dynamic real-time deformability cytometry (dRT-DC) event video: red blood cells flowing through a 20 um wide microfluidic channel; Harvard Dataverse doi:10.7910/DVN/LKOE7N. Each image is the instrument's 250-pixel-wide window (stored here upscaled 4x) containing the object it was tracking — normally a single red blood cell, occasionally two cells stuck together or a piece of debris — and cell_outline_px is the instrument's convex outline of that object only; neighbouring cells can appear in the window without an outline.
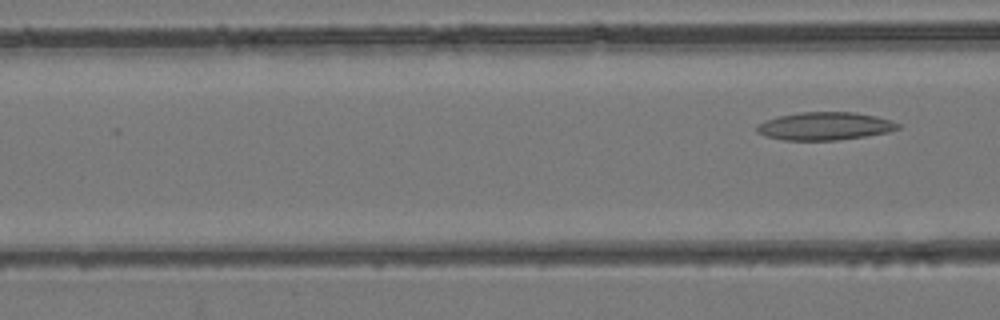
{"species": "common noctule bat (a hibernating species)", "species_latin": "Nyctalus noctula", "temperature_condition": "room temperature", "stored_images_in_passage": 5, "camera_frame_rate_fps": 3000, "um_per_image_px": 0.085, "animal": {"sex": "female", "body_mass_g": 24.6, "forearm_length_mm": 56.2}, "frame": {"image": 1, "passage_image": 5, "time_ms": 4.667, "image_size_px": [1000, 320], "cell_outline_px": [[900, 128], [888, 132], [864, 136], [836, 140], [784, 140], [764, 136], [756, 132], [756, 124], [764, 120], [780, 116], [800, 112], [856, 112], [876, 116], [892, 120], [900, 124]], "centroid_in_image_um": [70.09, 10.71], "position_along_channel_um": 96.5, "area_um2": 23.06}}